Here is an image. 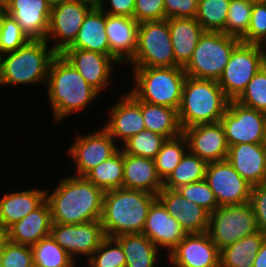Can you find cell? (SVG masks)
I'll list each match as a JSON object with an SVG mask.
<instances>
[{"label":"cell","mask_w":266,"mask_h":267,"mask_svg":"<svg viewBox=\"0 0 266 267\" xmlns=\"http://www.w3.org/2000/svg\"><path fill=\"white\" fill-rule=\"evenodd\" d=\"M253 267H266V238L262 242L259 252L255 256Z\"/></svg>","instance_id":"f907efd6"},{"label":"cell","mask_w":266,"mask_h":267,"mask_svg":"<svg viewBox=\"0 0 266 267\" xmlns=\"http://www.w3.org/2000/svg\"><path fill=\"white\" fill-rule=\"evenodd\" d=\"M205 181L214 192L219 207L249 202L252 187L227 161L209 162Z\"/></svg>","instance_id":"9a60e30c"},{"label":"cell","mask_w":266,"mask_h":267,"mask_svg":"<svg viewBox=\"0 0 266 267\" xmlns=\"http://www.w3.org/2000/svg\"><path fill=\"white\" fill-rule=\"evenodd\" d=\"M68 0H47L48 5L52 8Z\"/></svg>","instance_id":"11a10c76"},{"label":"cell","mask_w":266,"mask_h":267,"mask_svg":"<svg viewBox=\"0 0 266 267\" xmlns=\"http://www.w3.org/2000/svg\"><path fill=\"white\" fill-rule=\"evenodd\" d=\"M10 191L0 196V223L9 228L37 209L46 200V188Z\"/></svg>","instance_id":"484cf974"},{"label":"cell","mask_w":266,"mask_h":267,"mask_svg":"<svg viewBox=\"0 0 266 267\" xmlns=\"http://www.w3.org/2000/svg\"><path fill=\"white\" fill-rule=\"evenodd\" d=\"M92 9L77 0H68L51 8L46 41L61 54L76 39L80 27ZM55 42V43H54Z\"/></svg>","instance_id":"5bb4252c"},{"label":"cell","mask_w":266,"mask_h":267,"mask_svg":"<svg viewBox=\"0 0 266 267\" xmlns=\"http://www.w3.org/2000/svg\"><path fill=\"white\" fill-rule=\"evenodd\" d=\"M187 151L188 144L183 134L167 139L163 143L160 151L154 158L157 174L162 181L169 176Z\"/></svg>","instance_id":"d590c367"},{"label":"cell","mask_w":266,"mask_h":267,"mask_svg":"<svg viewBox=\"0 0 266 267\" xmlns=\"http://www.w3.org/2000/svg\"><path fill=\"white\" fill-rule=\"evenodd\" d=\"M130 67H175L167 19L139 23L137 49Z\"/></svg>","instance_id":"ba28073f"},{"label":"cell","mask_w":266,"mask_h":267,"mask_svg":"<svg viewBox=\"0 0 266 267\" xmlns=\"http://www.w3.org/2000/svg\"><path fill=\"white\" fill-rule=\"evenodd\" d=\"M262 146H263V149L266 152V126H265V129H264V136H263Z\"/></svg>","instance_id":"6f0895ef"},{"label":"cell","mask_w":266,"mask_h":267,"mask_svg":"<svg viewBox=\"0 0 266 267\" xmlns=\"http://www.w3.org/2000/svg\"><path fill=\"white\" fill-rule=\"evenodd\" d=\"M198 0H164L165 19L195 18Z\"/></svg>","instance_id":"c3c4849f"},{"label":"cell","mask_w":266,"mask_h":267,"mask_svg":"<svg viewBox=\"0 0 266 267\" xmlns=\"http://www.w3.org/2000/svg\"><path fill=\"white\" fill-rule=\"evenodd\" d=\"M226 160L251 186L266 183V152L262 143L229 146Z\"/></svg>","instance_id":"cb8c5ba5"},{"label":"cell","mask_w":266,"mask_h":267,"mask_svg":"<svg viewBox=\"0 0 266 267\" xmlns=\"http://www.w3.org/2000/svg\"><path fill=\"white\" fill-rule=\"evenodd\" d=\"M87 134H78L67 148L69 159L75 163V176H85L92 168L113 156L120 146L100 125ZM100 128V129H99Z\"/></svg>","instance_id":"8fae6325"},{"label":"cell","mask_w":266,"mask_h":267,"mask_svg":"<svg viewBox=\"0 0 266 267\" xmlns=\"http://www.w3.org/2000/svg\"><path fill=\"white\" fill-rule=\"evenodd\" d=\"M85 177L104 192L122 188L123 150L120 148L109 159L92 168Z\"/></svg>","instance_id":"836d02e7"},{"label":"cell","mask_w":266,"mask_h":267,"mask_svg":"<svg viewBox=\"0 0 266 267\" xmlns=\"http://www.w3.org/2000/svg\"><path fill=\"white\" fill-rule=\"evenodd\" d=\"M263 66L259 45L240 42L217 82L229 100H236Z\"/></svg>","instance_id":"30bf717a"},{"label":"cell","mask_w":266,"mask_h":267,"mask_svg":"<svg viewBox=\"0 0 266 267\" xmlns=\"http://www.w3.org/2000/svg\"><path fill=\"white\" fill-rule=\"evenodd\" d=\"M142 116L146 130L161 134L167 139L183 132L177 109L142 101Z\"/></svg>","instance_id":"4dcf8cb0"},{"label":"cell","mask_w":266,"mask_h":267,"mask_svg":"<svg viewBox=\"0 0 266 267\" xmlns=\"http://www.w3.org/2000/svg\"><path fill=\"white\" fill-rule=\"evenodd\" d=\"M157 195L125 188L104 192L101 223L104 235L140 234Z\"/></svg>","instance_id":"3957f363"},{"label":"cell","mask_w":266,"mask_h":267,"mask_svg":"<svg viewBox=\"0 0 266 267\" xmlns=\"http://www.w3.org/2000/svg\"><path fill=\"white\" fill-rule=\"evenodd\" d=\"M50 235L79 265L82 259L91 257L105 237L100 220L83 224L52 223Z\"/></svg>","instance_id":"4fadbf2b"},{"label":"cell","mask_w":266,"mask_h":267,"mask_svg":"<svg viewBox=\"0 0 266 267\" xmlns=\"http://www.w3.org/2000/svg\"><path fill=\"white\" fill-rule=\"evenodd\" d=\"M3 249H0V267H2Z\"/></svg>","instance_id":"91938a15"},{"label":"cell","mask_w":266,"mask_h":267,"mask_svg":"<svg viewBox=\"0 0 266 267\" xmlns=\"http://www.w3.org/2000/svg\"><path fill=\"white\" fill-rule=\"evenodd\" d=\"M239 104L266 114V66L249 81L245 90L235 100Z\"/></svg>","instance_id":"60d3db41"},{"label":"cell","mask_w":266,"mask_h":267,"mask_svg":"<svg viewBox=\"0 0 266 267\" xmlns=\"http://www.w3.org/2000/svg\"><path fill=\"white\" fill-rule=\"evenodd\" d=\"M28 41L17 21L6 13L3 16L0 32V55L16 51Z\"/></svg>","instance_id":"7bdbcfd3"},{"label":"cell","mask_w":266,"mask_h":267,"mask_svg":"<svg viewBox=\"0 0 266 267\" xmlns=\"http://www.w3.org/2000/svg\"><path fill=\"white\" fill-rule=\"evenodd\" d=\"M122 188L141 190L157 195L163 188L154 159L127 154L123 151Z\"/></svg>","instance_id":"d4e9b609"},{"label":"cell","mask_w":266,"mask_h":267,"mask_svg":"<svg viewBox=\"0 0 266 267\" xmlns=\"http://www.w3.org/2000/svg\"><path fill=\"white\" fill-rule=\"evenodd\" d=\"M131 92L140 100L151 104L179 108L184 81V68L131 67Z\"/></svg>","instance_id":"8992f818"},{"label":"cell","mask_w":266,"mask_h":267,"mask_svg":"<svg viewBox=\"0 0 266 267\" xmlns=\"http://www.w3.org/2000/svg\"><path fill=\"white\" fill-rule=\"evenodd\" d=\"M45 89L52 121L57 125L71 114L90 107L100 96L62 54H57L50 64Z\"/></svg>","instance_id":"7a4b0ae2"},{"label":"cell","mask_w":266,"mask_h":267,"mask_svg":"<svg viewBox=\"0 0 266 267\" xmlns=\"http://www.w3.org/2000/svg\"><path fill=\"white\" fill-rule=\"evenodd\" d=\"M249 203L255 214L259 231L266 236V183L252 187Z\"/></svg>","instance_id":"7dc6e473"},{"label":"cell","mask_w":266,"mask_h":267,"mask_svg":"<svg viewBox=\"0 0 266 267\" xmlns=\"http://www.w3.org/2000/svg\"><path fill=\"white\" fill-rule=\"evenodd\" d=\"M166 258L168 267H220V250L207 232L187 233Z\"/></svg>","instance_id":"e0dca14e"},{"label":"cell","mask_w":266,"mask_h":267,"mask_svg":"<svg viewBox=\"0 0 266 267\" xmlns=\"http://www.w3.org/2000/svg\"><path fill=\"white\" fill-rule=\"evenodd\" d=\"M51 225V210L45 200L37 209L8 228L9 241L33 246L50 235Z\"/></svg>","instance_id":"4316f807"},{"label":"cell","mask_w":266,"mask_h":267,"mask_svg":"<svg viewBox=\"0 0 266 267\" xmlns=\"http://www.w3.org/2000/svg\"><path fill=\"white\" fill-rule=\"evenodd\" d=\"M175 66L185 67L205 30L196 18H168Z\"/></svg>","instance_id":"83f0119b"},{"label":"cell","mask_w":266,"mask_h":267,"mask_svg":"<svg viewBox=\"0 0 266 267\" xmlns=\"http://www.w3.org/2000/svg\"><path fill=\"white\" fill-rule=\"evenodd\" d=\"M157 199L186 233L207 232L210 213L203 207L189 201L177 190L168 188H162L157 194Z\"/></svg>","instance_id":"7402d4cb"},{"label":"cell","mask_w":266,"mask_h":267,"mask_svg":"<svg viewBox=\"0 0 266 267\" xmlns=\"http://www.w3.org/2000/svg\"><path fill=\"white\" fill-rule=\"evenodd\" d=\"M8 241H9L8 228L0 223V249H3Z\"/></svg>","instance_id":"816d5d0a"},{"label":"cell","mask_w":266,"mask_h":267,"mask_svg":"<svg viewBox=\"0 0 266 267\" xmlns=\"http://www.w3.org/2000/svg\"><path fill=\"white\" fill-rule=\"evenodd\" d=\"M230 0H198L196 20L205 31L225 33Z\"/></svg>","instance_id":"8d00e7d4"},{"label":"cell","mask_w":266,"mask_h":267,"mask_svg":"<svg viewBox=\"0 0 266 267\" xmlns=\"http://www.w3.org/2000/svg\"><path fill=\"white\" fill-rule=\"evenodd\" d=\"M188 151L207 163L226 160L228 145L220 122L197 124L183 129Z\"/></svg>","instance_id":"ffe728a7"},{"label":"cell","mask_w":266,"mask_h":267,"mask_svg":"<svg viewBox=\"0 0 266 267\" xmlns=\"http://www.w3.org/2000/svg\"><path fill=\"white\" fill-rule=\"evenodd\" d=\"M258 45L261 50L264 65L266 66V37Z\"/></svg>","instance_id":"db71d44e"},{"label":"cell","mask_w":266,"mask_h":267,"mask_svg":"<svg viewBox=\"0 0 266 267\" xmlns=\"http://www.w3.org/2000/svg\"><path fill=\"white\" fill-rule=\"evenodd\" d=\"M46 40H29L16 51L0 55V87L46 86L49 67L58 54Z\"/></svg>","instance_id":"277c9868"},{"label":"cell","mask_w":266,"mask_h":267,"mask_svg":"<svg viewBox=\"0 0 266 267\" xmlns=\"http://www.w3.org/2000/svg\"><path fill=\"white\" fill-rule=\"evenodd\" d=\"M6 14V10L4 6L0 3V32H1V26L3 21V16Z\"/></svg>","instance_id":"9f6ffc18"},{"label":"cell","mask_w":266,"mask_h":267,"mask_svg":"<svg viewBox=\"0 0 266 267\" xmlns=\"http://www.w3.org/2000/svg\"><path fill=\"white\" fill-rule=\"evenodd\" d=\"M228 147L242 143H262L266 114L229 100L220 119Z\"/></svg>","instance_id":"7c38bea8"},{"label":"cell","mask_w":266,"mask_h":267,"mask_svg":"<svg viewBox=\"0 0 266 267\" xmlns=\"http://www.w3.org/2000/svg\"><path fill=\"white\" fill-rule=\"evenodd\" d=\"M241 42L223 32L205 31L184 67L187 76L216 80L221 77L232 51Z\"/></svg>","instance_id":"52a82bcc"},{"label":"cell","mask_w":266,"mask_h":267,"mask_svg":"<svg viewBox=\"0 0 266 267\" xmlns=\"http://www.w3.org/2000/svg\"><path fill=\"white\" fill-rule=\"evenodd\" d=\"M251 4L266 3V0H248Z\"/></svg>","instance_id":"680465c9"},{"label":"cell","mask_w":266,"mask_h":267,"mask_svg":"<svg viewBox=\"0 0 266 267\" xmlns=\"http://www.w3.org/2000/svg\"><path fill=\"white\" fill-rule=\"evenodd\" d=\"M67 48H77L110 56L105 29V12L92 8L86 15L74 42Z\"/></svg>","instance_id":"f546056e"},{"label":"cell","mask_w":266,"mask_h":267,"mask_svg":"<svg viewBox=\"0 0 266 267\" xmlns=\"http://www.w3.org/2000/svg\"><path fill=\"white\" fill-rule=\"evenodd\" d=\"M33 264L38 267H78L71 256L52 238H42L31 246Z\"/></svg>","instance_id":"e575fe53"},{"label":"cell","mask_w":266,"mask_h":267,"mask_svg":"<svg viewBox=\"0 0 266 267\" xmlns=\"http://www.w3.org/2000/svg\"><path fill=\"white\" fill-rule=\"evenodd\" d=\"M167 138L150 130H143L128 139L120 148L127 154L154 159Z\"/></svg>","instance_id":"f35d334b"},{"label":"cell","mask_w":266,"mask_h":267,"mask_svg":"<svg viewBox=\"0 0 266 267\" xmlns=\"http://www.w3.org/2000/svg\"><path fill=\"white\" fill-rule=\"evenodd\" d=\"M31 246L8 241L3 248L2 267H32Z\"/></svg>","instance_id":"ee69618b"},{"label":"cell","mask_w":266,"mask_h":267,"mask_svg":"<svg viewBox=\"0 0 266 267\" xmlns=\"http://www.w3.org/2000/svg\"><path fill=\"white\" fill-rule=\"evenodd\" d=\"M49 191L46 188L52 223L83 224L101 219L104 191L85 176H62Z\"/></svg>","instance_id":"6da1fadb"},{"label":"cell","mask_w":266,"mask_h":267,"mask_svg":"<svg viewBox=\"0 0 266 267\" xmlns=\"http://www.w3.org/2000/svg\"><path fill=\"white\" fill-rule=\"evenodd\" d=\"M139 23L132 17L105 13V29L112 56L119 65H126L137 49Z\"/></svg>","instance_id":"603a6c76"},{"label":"cell","mask_w":266,"mask_h":267,"mask_svg":"<svg viewBox=\"0 0 266 267\" xmlns=\"http://www.w3.org/2000/svg\"><path fill=\"white\" fill-rule=\"evenodd\" d=\"M85 267H125V254L120 243L113 237L105 236L91 257L83 262ZM87 263V265H86ZM84 267V266H83Z\"/></svg>","instance_id":"74e56055"},{"label":"cell","mask_w":266,"mask_h":267,"mask_svg":"<svg viewBox=\"0 0 266 267\" xmlns=\"http://www.w3.org/2000/svg\"><path fill=\"white\" fill-rule=\"evenodd\" d=\"M266 37V3L253 4L250 25L241 42L259 44Z\"/></svg>","instance_id":"f6af8a7d"},{"label":"cell","mask_w":266,"mask_h":267,"mask_svg":"<svg viewBox=\"0 0 266 267\" xmlns=\"http://www.w3.org/2000/svg\"><path fill=\"white\" fill-rule=\"evenodd\" d=\"M81 3L87 4L91 6L92 8H100L103 0H77Z\"/></svg>","instance_id":"f5cc1de1"},{"label":"cell","mask_w":266,"mask_h":267,"mask_svg":"<svg viewBox=\"0 0 266 267\" xmlns=\"http://www.w3.org/2000/svg\"><path fill=\"white\" fill-rule=\"evenodd\" d=\"M207 164L205 160L187 151L179 164L163 181V188L176 190L181 186L205 179Z\"/></svg>","instance_id":"d6a6232c"},{"label":"cell","mask_w":266,"mask_h":267,"mask_svg":"<svg viewBox=\"0 0 266 267\" xmlns=\"http://www.w3.org/2000/svg\"><path fill=\"white\" fill-rule=\"evenodd\" d=\"M0 3L29 40L46 39L51 12L47 0H0Z\"/></svg>","instance_id":"d6986e66"},{"label":"cell","mask_w":266,"mask_h":267,"mask_svg":"<svg viewBox=\"0 0 266 267\" xmlns=\"http://www.w3.org/2000/svg\"><path fill=\"white\" fill-rule=\"evenodd\" d=\"M134 8L135 0H103L100 6V9L106 14L132 18Z\"/></svg>","instance_id":"681fc988"},{"label":"cell","mask_w":266,"mask_h":267,"mask_svg":"<svg viewBox=\"0 0 266 267\" xmlns=\"http://www.w3.org/2000/svg\"><path fill=\"white\" fill-rule=\"evenodd\" d=\"M228 102L216 80L187 76L178 108L182 130L197 124L220 122Z\"/></svg>","instance_id":"5b68a950"},{"label":"cell","mask_w":266,"mask_h":267,"mask_svg":"<svg viewBox=\"0 0 266 267\" xmlns=\"http://www.w3.org/2000/svg\"><path fill=\"white\" fill-rule=\"evenodd\" d=\"M266 236L258 231L220 250V267H253Z\"/></svg>","instance_id":"1f68e13d"},{"label":"cell","mask_w":266,"mask_h":267,"mask_svg":"<svg viewBox=\"0 0 266 267\" xmlns=\"http://www.w3.org/2000/svg\"><path fill=\"white\" fill-rule=\"evenodd\" d=\"M123 93L106 113L108 120L101 126L120 147L132 136L146 129L142 116V101L130 90Z\"/></svg>","instance_id":"2e32d148"},{"label":"cell","mask_w":266,"mask_h":267,"mask_svg":"<svg viewBox=\"0 0 266 267\" xmlns=\"http://www.w3.org/2000/svg\"><path fill=\"white\" fill-rule=\"evenodd\" d=\"M253 4L248 0H230L225 34L241 40L250 25Z\"/></svg>","instance_id":"ab89813d"},{"label":"cell","mask_w":266,"mask_h":267,"mask_svg":"<svg viewBox=\"0 0 266 267\" xmlns=\"http://www.w3.org/2000/svg\"><path fill=\"white\" fill-rule=\"evenodd\" d=\"M176 190L183 197L203 207L209 213L214 212L219 207L214 192L208 186L205 179L181 186Z\"/></svg>","instance_id":"b9f144b4"},{"label":"cell","mask_w":266,"mask_h":267,"mask_svg":"<svg viewBox=\"0 0 266 267\" xmlns=\"http://www.w3.org/2000/svg\"><path fill=\"white\" fill-rule=\"evenodd\" d=\"M133 18L138 23L164 20V0H135Z\"/></svg>","instance_id":"bcb514c9"},{"label":"cell","mask_w":266,"mask_h":267,"mask_svg":"<svg viewBox=\"0 0 266 267\" xmlns=\"http://www.w3.org/2000/svg\"><path fill=\"white\" fill-rule=\"evenodd\" d=\"M142 234L148 237L165 255L167 254L186 236V231L171 216L156 199L145 220Z\"/></svg>","instance_id":"44dd1931"},{"label":"cell","mask_w":266,"mask_h":267,"mask_svg":"<svg viewBox=\"0 0 266 267\" xmlns=\"http://www.w3.org/2000/svg\"><path fill=\"white\" fill-rule=\"evenodd\" d=\"M61 54L99 94L112 86V71L119 65L112 56L77 48H66Z\"/></svg>","instance_id":"ac0fdd59"},{"label":"cell","mask_w":266,"mask_h":267,"mask_svg":"<svg viewBox=\"0 0 266 267\" xmlns=\"http://www.w3.org/2000/svg\"><path fill=\"white\" fill-rule=\"evenodd\" d=\"M115 239L120 243L125 254V267H159L160 262L162 264L163 261H167L164 252L142 233L123 234Z\"/></svg>","instance_id":"f1b7e54d"},{"label":"cell","mask_w":266,"mask_h":267,"mask_svg":"<svg viewBox=\"0 0 266 267\" xmlns=\"http://www.w3.org/2000/svg\"><path fill=\"white\" fill-rule=\"evenodd\" d=\"M258 231L249 202L218 207L210 213L207 233L219 250Z\"/></svg>","instance_id":"9c48e42d"}]
</instances>
